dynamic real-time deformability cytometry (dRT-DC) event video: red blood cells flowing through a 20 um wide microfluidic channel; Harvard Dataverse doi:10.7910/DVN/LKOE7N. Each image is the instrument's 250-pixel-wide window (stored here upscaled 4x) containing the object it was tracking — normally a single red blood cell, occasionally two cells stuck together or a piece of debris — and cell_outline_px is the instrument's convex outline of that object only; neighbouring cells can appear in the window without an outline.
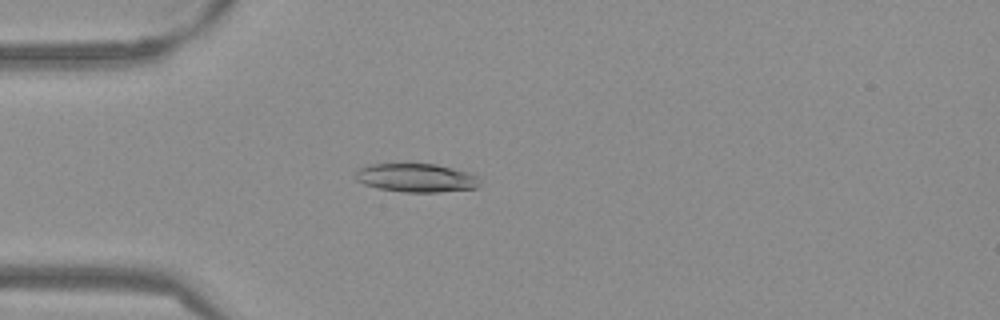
{"species": "Egyptian fruit bat (a non-hibernating species)", "species_latin": "Rousettus aegyptiacus", "temperature_condition": "warm", "stored_images_in_passage": 44, "camera_frame_rate_fps": 3000, "um_per_image_px": 0.085, "frame": {"image": 1, "passage_image": 6, "time_ms": 1.667, "image_size_px": [1000, 320], "cell_outline_px": [[480, 184], [476, 188], [440, 192], [404, 192], [376, 188], [364, 184], [356, 180], [356, 168], [368, 164], [436, 164], [468, 172], [480, 176]], "centroid_in_image_um": [35.38, 15.11], "position_along_channel_um": 49.6, "area_um2": 20.92}}
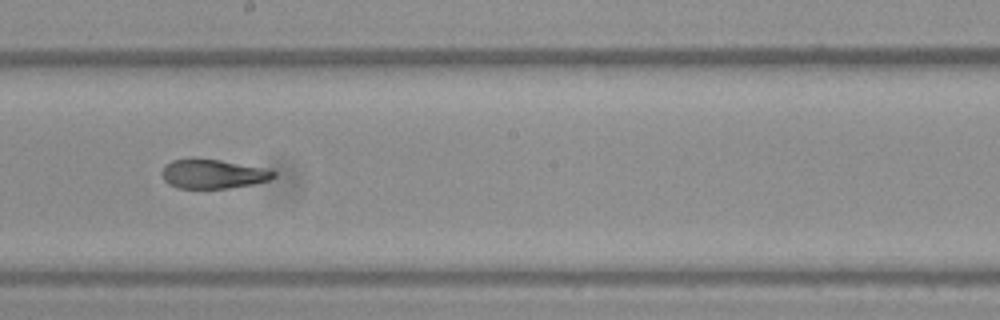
{"frame": {"image": 2, "passage_image": 21, "time_ms": 6.667, "image_size_px": [1000, 320], "cell_outline_px": [[276, 176], [268, 180], [252, 184], [228, 188], [176, 188], [168, 184], [164, 180], [160, 172], [172, 160], [192, 156], [220, 160], [272, 168], [276, 172]], "centroid_in_image_um": [18.12, 14.75], "position_along_channel_um": 230.1, "area_um2": 19.59}}
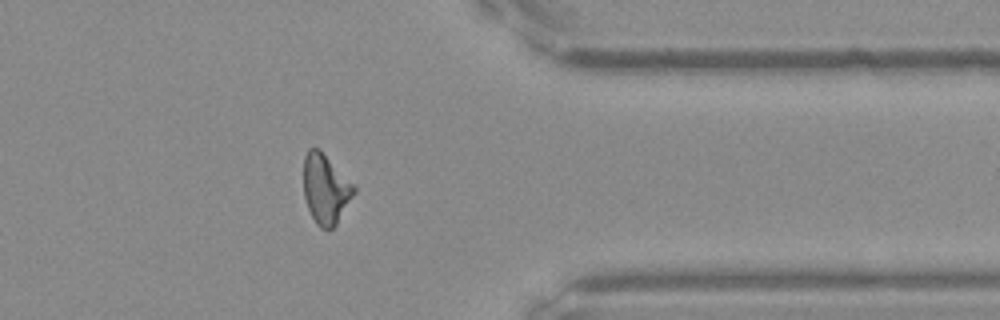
{"frame": {"image": 3, "passage_image": 34, "time_ms": 11.0, "image_size_px": [1000, 320], "cell_outline_px": [[356, 192], [336, 224], [332, 228], [320, 228], [316, 224], [308, 208], [304, 196], [304, 156], [308, 148], [320, 148], [356, 184]], "centroid_in_image_um": [27.7, 16.01], "position_along_channel_um": 383.7, "area_um2": 20.81}, "authors_computed_cell_mechanics": {"area_um2": 20.2589, "velocity_mm_per_s": 3.8451, "shape_relaxation_time_tau1_ms": 7.0877, "shape_relaxation_time_tau2_ms": 2.6635, "deformation_change_tau1": 0.2463, "deformation_change_tau2": 0.1057}}